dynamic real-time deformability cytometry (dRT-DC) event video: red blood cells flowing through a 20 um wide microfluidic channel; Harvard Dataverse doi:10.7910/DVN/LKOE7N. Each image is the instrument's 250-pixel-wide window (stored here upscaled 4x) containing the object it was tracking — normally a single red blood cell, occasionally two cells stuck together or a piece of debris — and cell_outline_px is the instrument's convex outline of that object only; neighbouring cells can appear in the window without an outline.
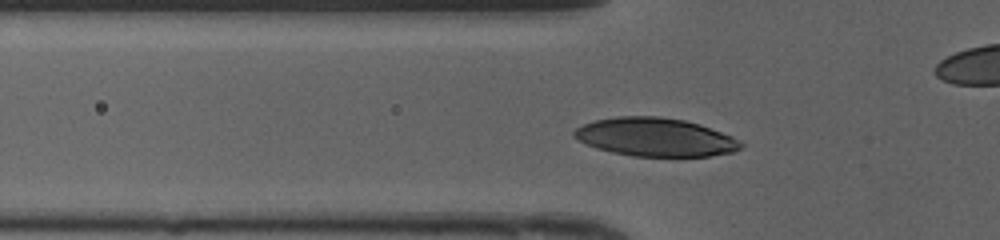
{"species": "human", "species_latin": "Homo sapiens", "temperature_condition": "cold", "stored_images_in_passage": 36, "camera_frame_rate_fps": 3000, "um_per_image_px": 0.085, "donor": {"sex": "female"}, "frame": {"image": 1, "passage_image": 9, "time_ms": 2.667, "image_size_px": [1000, 240], "cell_outline_px": [[744, 148], [732, 152], [712, 156], [632, 156], [612, 152], [596, 148], [584, 144], [572, 136], [572, 132], [576, 128], [584, 124], [596, 120], [616, 116], [656, 116], [684, 120], [700, 124], [732, 136], [744, 144]], "centroid_in_image_um": [55.7, 11.66], "position_along_channel_um": 70.1, "area_um2": 37.45}}
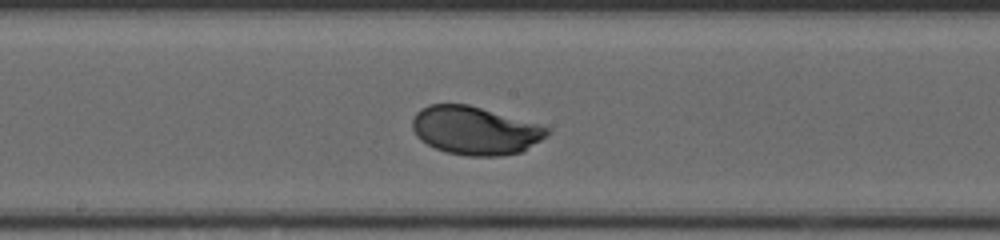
{"frame": {"image": 2, "passage_image": 19, "time_ms": 6.0, "image_size_px": [1000, 240], "cell_outline_px": [[552, 128], [540, 140], [520, 152], [500, 156], [468, 156], [448, 152], [436, 148], [420, 140], [416, 136], [412, 128], [412, 120], [416, 112], [420, 108], [428, 104], [468, 104]], "centroid_in_image_um": [40.33, 11.08], "position_along_channel_um": 207.9, "area_um2": 37.63}}
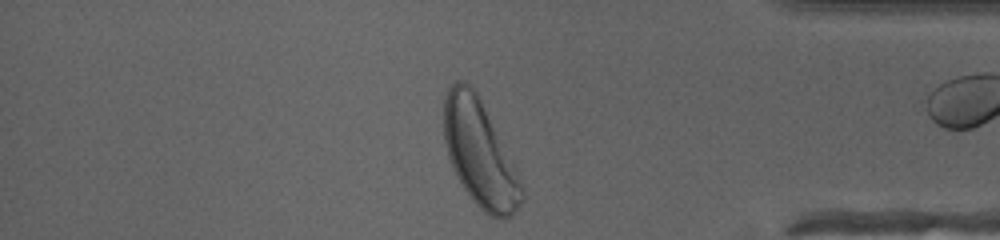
{"frame": {"image": 3, "passage_image": 34, "time_ms": 11.0, "image_size_px": [1000, 240], "cell_outline_px": [[524, 200], [516, 212], [512, 216], [504, 220], [492, 216], [484, 212], [472, 200], [456, 176], [448, 156], [444, 140], [444, 96], [448, 88], [456, 80], [464, 80], [476, 92], [524, 188]], "centroid_in_image_um": [40.76, 13.09], "position_along_channel_um": 394.4, "area_um2": 47.28}, "authors_computed_cell_mechanics": {"area_um2": 37.6278, "velocity_mm_per_s": 4.1516, "shape_relaxation_time_tau1_ms": 2.229, "shape_relaxation_time_tau2_ms": null, "deformation_change_tau1": 0.1461, "deformation_change_tau2": null}}